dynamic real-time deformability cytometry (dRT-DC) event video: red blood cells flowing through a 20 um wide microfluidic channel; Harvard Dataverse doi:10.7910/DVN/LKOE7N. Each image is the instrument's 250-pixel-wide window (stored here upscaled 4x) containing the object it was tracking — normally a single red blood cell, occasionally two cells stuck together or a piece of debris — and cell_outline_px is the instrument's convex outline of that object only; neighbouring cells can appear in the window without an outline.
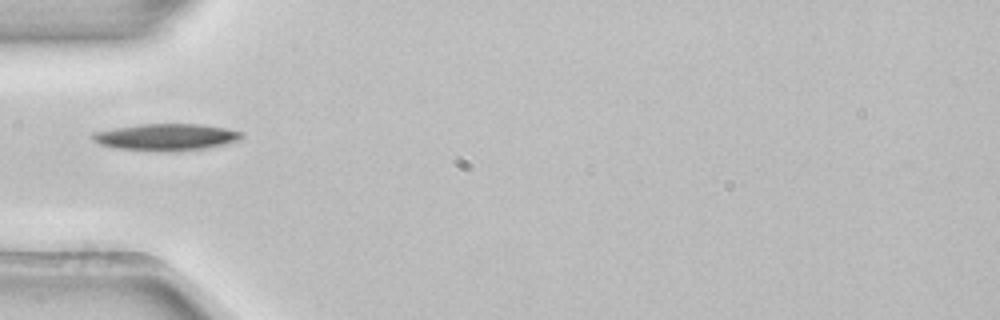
{"species": "common noctule bat (a hibernating species)", "species_latin": "Nyctalus noctula", "temperature_condition": "room temperature", "stored_images_in_passage": 4, "camera_frame_rate_fps": 3000, "um_per_image_px": 0.085, "animal": {"sex": "female", "body_mass_g": 22.7, "forearm_length_mm": 54.2}, "frame": {"image": 1, "passage_image": 4, "time_ms": 1.0, "image_size_px": [1000, 320], "cell_outline_px": [[244, 136], [236, 140], [224, 144], [208, 148], [168, 152], [160, 152], [116, 148], [100, 144], [92, 140], [92, 136], [96, 132], [116, 128], [140, 124], [200, 124], [224, 128], [244, 132]], "centroid_in_image_um": [14.14, 11.66], "position_along_channel_um": 70.9, "area_um2": 23.18}}